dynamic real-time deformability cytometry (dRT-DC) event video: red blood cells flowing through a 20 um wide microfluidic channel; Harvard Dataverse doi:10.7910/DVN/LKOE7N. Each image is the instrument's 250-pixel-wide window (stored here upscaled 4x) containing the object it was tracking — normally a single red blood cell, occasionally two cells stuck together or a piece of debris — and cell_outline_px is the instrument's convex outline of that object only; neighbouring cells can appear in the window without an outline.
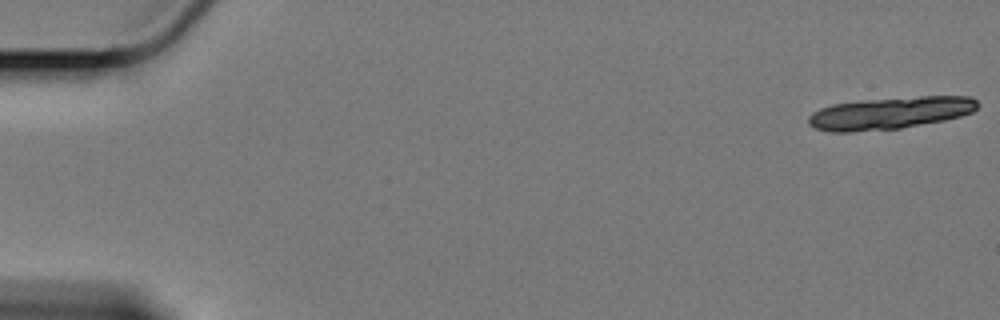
{"species": "Egyptian fruit bat (a non-hibernating species)", "species_latin": "Rousettus aegyptiacus", "temperature_condition": "cold", "stored_images_in_passage": 11, "camera_frame_rate_fps": 3000, "um_per_image_px": 0.085, "animal": {"sex": "female"}, "frame": {"image": 1, "passage_image": 1, "time_ms": 0.0, "image_size_px": [1000, 320], "cell_outline_px": [[980, 104], [972, 112], [960, 116], [944, 120], [900, 128], [848, 132], [832, 132], [816, 128], [808, 124], [808, 116], [812, 112], [820, 108], [832, 104], [864, 100], [920, 96], [968, 96], [976, 100]], "centroid_in_image_um": [75.64, 9.6], "position_along_channel_um": 9.4, "area_um2": 31.62}}